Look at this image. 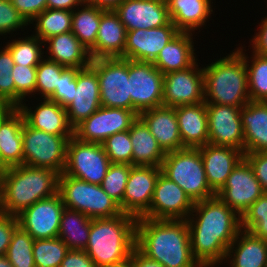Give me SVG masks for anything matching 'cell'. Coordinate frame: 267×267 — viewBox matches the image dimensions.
<instances>
[{
  "label": "cell",
  "instance_id": "cell-37",
  "mask_svg": "<svg viewBox=\"0 0 267 267\" xmlns=\"http://www.w3.org/2000/svg\"><path fill=\"white\" fill-rule=\"evenodd\" d=\"M236 50L245 60L250 101L267 102V56L253 52L251 64H248L249 57H246L243 49L239 47Z\"/></svg>",
  "mask_w": 267,
  "mask_h": 267
},
{
  "label": "cell",
  "instance_id": "cell-45",
  "mask_svg": "<svg viewBox=\"0 0 267 267\" xmlns=\"http://www.w3.org/2000/svg\"><path fill=\"white\" fill-rule=\"evenodd\" d=\"M14 61L10 51H0V105L15 108V83L11 74Z\"/></svg>",
  "mask_w": 267,
  "mask_h": 267
},
{
  "label": "cell",
  "instance_id": "cell-2",
  "mask_svg": "<svg viewBox=\"0 0 267 267\" xmlns=\"http://www.w3.org/2000/svg\"><path fill=\"white\" fill-rule=\"evenodd\" d=\"M135 248L164 267H202L192 255L187 220L138 218Z\"/></svg>",
  "mask_w": 267,
  "mask_h": 267
},
{
  "label": "cell",
  "instance_id": "cell-7",
  "mask_svg": "<svg viewBox=\"0 0 267 267\" xmlns=\"http://www.w3.org/2000/svg\"><path fill=\"white\" fill-rule=\"evenodd\" d=\"M58 193L64 206L90 219L112 218L122 214L119 204L98 184L59 174Z\"/></svg>",
  "mask_w": 267,
  "mask_h": 267
},
{
  "label": "cell",
  "instance_id": "cell-44",
  "mask_svg": "<svg viewBox=\"0 0 267 267\" xmlns=\"http://www.w3.org/2000/svg\"><path fill=\"white\" fill-rule=\"evenodd\" d=\"M101 144L111 163L133 165V148L129 130L115 133Z\"/></svg>",
  "mask_w": 267,
  "mask_h": 267
},
{
  "label": "cell",
  "instance_id": "cell-11",
  "mask_svg": "<svg viewBox=\"0 0 267 267\" xmlns=\"http://www.w3.org/2000/svg\"><path fill=\"white\" fill-rule=\"evenodd\" d=\"M129 94L132 111L141 112L163 105L164 75L153 62L128 59Z\"/></svg>",
  "mask_w": 267,
  "mask_h": 267
},
{
  "label": "cell",
  "instance_id": "cell-43",
  "mask_svg": "<svg viewBox=\"0 0 267 267\" xmlns=\"http://www.w3.org/2000/svg\"><path fill=\"white\" fill-rule=\"evenodd\" d=\"M66 68L55 61L43 58L37 66L35 94L39 92L41 97L49 98L55 92L59 78Z\"/></svg>",
  "mask_w": 267,
  "mask_h": 267
},
{
  "label": "cell",
  "instance_id": "cell-1",
  "mask_svg": "<svg viewBox=\"0 0 267 267\" xmlns=\"http://www.w3.org/2000/svg\"><path fill=\"white\" fill-rule=\"evenodd\" d=\"M186 220L192 255L202 267L223 263L230 244L242 230L241 216L218 196L195 202Z\"/></svg>",
  "mask_w": 267,
  "mask_h": 267
},
{
  "label": "cell",
  "instance_id": "cell-21",
  "mask_svg": "<svg viewBox=\"0 0 267 267\" xmlns=\"http://www.w3.org/2000/svg\"><path fill=\"white\" fill-rule=\"evenodd\" d=\"M73 97L65 109L70 125L75 128L101 107L99 79L91 65L77 72V87L74 88Z\"/></svg>",
  "mask_w": 267,
  "mask_h": 267
},
{
  "label": "cell",
  "instance_id": "cell-12",
  "mask_svg": "<svg viewBox=\"0 0 267 267\" xmlns=\"http://www.w3.org/2000/svg\"><path fill=\"white\" fill-rule=\"evenodd\" d=\"M137 118L132 110L101 106L74 128V137L82 142L102 143L115 133L129 130Z\"/></svg>",
  "mask_w": 267,
  "mask_h": 267
},
{
  "label": "cell",
  "instance_id": "cell-25",
  "mask_svg": "<svg viewBox=\"0 0 267 267\" xmlns=\"http://www.w3.org/2000/svg\"><path fill=\"white\" fill-rule=\"evenodd\" d=\"M43 102L33 111L22 103L18 109L25 122L32 128L43 130L53 135H74V128L68 121L66 109L56 101L43 98Z\"/></svg>",
  "mask_w": 267,
  "mask_h": 267
},
{
  "label": "cell",
  "instance_id": "cell-10",
  "mask_svg": "<svg viewBox=\"0 0 267 267\" xmlns=\"http://www.w3.org/2000/svg\"><path fill=\"white\" fill-rule=\"evenodd\" d=\"M90 65L97 71L101 106L132 110L129 94L128 59L98 58Z\"/></svg>",
  "mask_w": 267,
  "mask_h": 267
},
{
  "label": "cell",
  "instance_id": "cell-18",
  "mask_svg": "<svg viewBox=\"0 0 267 267\" xmlns=\"http://www.w3.org/2000/svg\"><path fill=\"white\" fill-rule=\"evenodd\" d=\"M162 172L158 166L132 165L122 200V212L135 218L143 217L149 210L155 184Z\"/></svg>",
  "mask_w": 267,
  "mask_h": 267
},
{
  "label": "cell",
  "instance_id": "cell-32",
  "mask_svg": "<svg viewBox=\"0 0 267 267\" xmlns=\"http://www.w3.org/2000/svg\"><path fill=\"white\" fill-rule=\"evenodd\" d=\"M171 22L181 32H192L212 14V0H166Z\"/></svg>",
  "mask_w": 267,
  "mask_h": 267
},
{
  "label": "cell",
  "instance_id": "cell-6",
  "mask_svg": "<svg viewBox=\"0 0 267 267\" xmlns=\"http://www.w3.org/2000/svg\"><path fill=\"white\" fill-rule=\"evenodd\" d=\"M162 173L184 190L193 203L216 196L210 188L198 148H183L165 154Z\"/></svg>",
  "mask_w": 267,
  "mask_h": 267
},
{
  "label": "cell",
  "instance_id": "cell-60",
  "mask_svg": "<svg viewBox=\"0 0 267 267\" xmlns=\"http://www.w3.org/2000/svg\"><path fill=\"white\" fill-rule=\"evenodd\" d=\"M4 170V168L0 165V173Z\"/></svg>",
  "mask_w": 267,
  "mask_h": 267
},
{
  "label": "cell",
  "instance_id": "cell-13",
  "mask_svg": "<svg viewBox=\"0 0 267 267\" xmlns=\"http://www.w3.org/2000/svg\"><path fill=\"white\" fill-rule=\"evenodd\" d=\"M264 193L249 162L243 157L216 193L227 206L240 216Z\"/></svg>",
  "mask_w": 267,
  "mask_h": 267
},
{
  "label": "cell",
  "instance_id": "cell-26",
  "mask_svg": "<svg viewBox=\"0 0 267 267\" xmlns=\"http://www.w3.org/2000/svg\"><path fill=\"white\" fill-rule=\"evenodd\" d=\"M126 33L118 14L114 10H104L101 14L96 44L89 51L91 59L123 58Z\"/></svg>",
  "mask_w": 267,
  "mask_h": 267
},
{
  "label": "cell",
  "instance_id": "cell-35",
  "mask_svg": "<svg viewBox=\"0 0 267 267\" xmlns=\"http://www.w3.org/2000/svg\"><path fill=\"white\" fill-rule=\"evenodd\" d=\"M80 7H82L81 10H79ZM80 7L73 11L71 32L90 51L96 44L101 14L104 9L86 3Z\"/></svg>",
  "mask_w": 267,
  "mask_h": 267
},
{
  "label": "cell",
  "instance_id": "cell-38",
  "mask_svg": "<svg viewBox=\"0 0 267 267\" xmlns=\"http://www.w3.org/2000/svg\"><path fill=\"white\" fill-rule=\"evenodd\" d=\"M19 39L12 40V42H8L5 46L10 51L14 64L37 67L44 58L42 55L44 51L42 52V50L46 44L38 37L32 35Z\"/></svg>",
  "mask_w": 267,
  "mask_h": 267
},
{
  "label": "cell",
  "instance_id": "cell-52",
  "mask_svg": "<svg viewBox=\"0 0 267 267\" xmlns=\"http://www.w3.org/2000/svg\"><path fill=\"white\" fill-rule=\"evenodd\" d=\"M60 267H96V265L84 250L70 249Z\"/></svg>",
  "mask_w": 267,
  "mask_h": 267
},
{
  "label": "cell",
  "instance_id": "cell-19",
  "mask_svg": "<svg viewBox=\"0 0 267 267\" xmlns=\"http://www.w3.org/2000/svg\"><path fill=\"white\" fill-rule=\"evenodd\" d=\"M179 32L172 22L152 29L127 31L123 58L133 61L154 62L161 50Z\"/></svg>",
  "mask_w": 267,
  "mask_h": 267
},
{
  "label": "cell",
  "instance_id": "cell-50",
  "mask_svg": "<svg viewBox=\"0 0 267 267\" xmlns=\"http://www.w3.org/2000/svg\"><path fill=\"white\" fill-rule=\"evenodd\" d=\"M18 226L17 216L0 215V256L6 255L14 230Z\"/></svg>",
  "mask_w": 267,
  "mask_h": 267
},
{
  "label": "cell",
  "instance_id": "cell-40",
  "mask_svg": "<svg viewBox=\"0 0 267 267\" xmlns=\"http://www.w3.org/2000/svg\"><path fill=\"white\" fill-rule=\"evenodd\" d=\"M70 249L59 237L34 240L33 256L36 267H60Z\"/></svg>",
  "mask_w": 267,
  "mask_h": 267
},
{
  "label": "cell",
  "instance_id": "cell-20",
  "mask_svg": "<svg viewBox=\"0 0 267 267\" xmlns=\"http://www.w3.org/2000/svg\"><path fill=\"white\" fill-rule=\"evenodd\" d=\"M114 11L126 31L152 29L171 22L166 0H124Z\"/></svg>",
  "mask_w": 267,
  "mask_h": 267
},
{
  "label": "cell",
  "instance_id": "cell-48",
  "mask_svg": "<svg viewBox=\"0 0 267 267\" xmlns=\"http://www.w3.org/2000/svg\"><path fill=\"white\" fill-rule=\"evenodd\" d=\"M30 23L13 6L11 0H0V35H6Z\"/></svg>",
  "mask_w": 267,
  "mask_h": 267
},
{
  "label": "cell",
  "instance_id": "cell-53",
  "mask_svg": "<svg viewBox=\"0 0 267 267\" xmlns=\"http://www.w3.org/2000/svg\"><path fill=\"white\" fill-rule=\"evenodd\" d=\"M259 32L253 36L252 40H250L252 45V52H255L259 55L267 56V18L261 21Z\"/></svg>",
  "mask_w": 267,
  "mask_h": 267
},
{
  "label": "cell",
  "instance_id": "cell-34",
  "mask_svg": "<svg viewBox=\"0 0 267 267\" xmlns=\"http://www.w3.org/2000/svg\"><path fill=\"white\" fill-rule=\"evenodd\" d=\"M91 220L85 214L65 207L60 218L58 237L69 249L85 250L90 235Z\"/></svg>",
  "mask_w": 267,
  "mask_h": 267
},
{
  "label": "cell",
  "instance_id": "cell-29",
  "mask_svg": "<svg viewBox=\"0 0 267 267\" xmlns=\"http://www.w3.org/2000/svg\"><path fill=\"white\" fill-rule=\"evenodd\" d=\"M225 259H230V267H267V241L241 230L230 244Z\"/></svg>",
  "mask_w": 267,
  "mask_h": 267
},
{
  "label": "cell",
  "instance_id": "cell-3",
  "mask_svg": "<svg viewBox=\"0 0 267 267\" xmlns=\"http://www.w3.org/2000/svg\"><path fill=\"white\" fill-rule=\"evenodd\" d=\"M6 215H19L35 202L58 193L59 173L49 168L14 166L0 173Z\"/></svg>",
  "mask_w": 267,
  "mask_h": 267
},
{
  "label": "cell",
  "instance_id": "cell-15",
  "mask_svg": "<svg viewBox=\"0 0 267 267\" xmlns=\"http://www.w3.org/2000/svg\"><path fill=\"white\" fill-rule=\"evenodd\" d=\"M198 63L164 74L163 105L177 107L204 102V73Z\"/></svg>",
  "mask_w": 267,
  "mask_h": 267
},
{
  "label": "cell",
  "instance_id": "cell-28",
  "mask_svg": "<svg viewBox=\"0 0 267 267\" xmlns=\"http://www.w3.org/2000/svg\"><path fill=\"white\" fill-rule=\"evenodd\" d=\"M244 154L267 152V102L250 101L241 107Z\"/></svg>",
  "mask_w": 267,
  "mask_h": 267
},
{
  "label": "cell",
  "instance_id": "cell-58",
  "mask_svg": "<svg viewBox=\"0 0 267 267\" xmlns=\"http://www.w3.org/2000/svg\"><path fill=\"white\" fill-rule=\"evenodd\" d=\"M0 267H13L12 264L8 261L6 255L0 256Z\"/></svg>",
  "mask_w": 267,
  "mask_h": 267
},
{
  "label": "cell",
  "instance_id": "cell-16",
  "mask_svg": "<svg viewBox=\"0 0 267 267\" xmlns=\"http://www.w3.org/2000/svg\"><path fill=\"white\" fill-rule=\"evenodd\" d=\"M193 205L184 190L161 172L155 184L151 205L143 217L186 220L190 216Z\"/></svg>",
  "mask_w": 267,
  "mask_h": 267
},
{
  "label": "cell",
  "instance_id": "cell-33",
  "mask_svg": "<svg viewBox=\"0 0 267 267\" xmlns=\"http://www.w3.org/2000/svg\"><path fill=\"white\" fill-rule=\"evenodd\" d=\"M129 134L133 148V165L161 167L166 153L139 116L132 123Z\"/></svg>",
  "mask_w": 267,
  "mask_h": 267
},
{
  "label": "cell",
  "instance_id": "cell-55",
  "mask_svg": "<svg viewBox=\"0 0 267 267\" xmlns=\"http://www.w3.org/2000/svg\"><path fill=\"white\" fill-rule=\"evenodd\" d=\"M83 3V0H47V9L74 11L76 7L83 5Z\"/></svg>",
  "mask_w": 267,
  "mask_h": 267
},
{
  "label": "cell",
  "instance_id": "cell-51",
  "mask_svg": "<svg viewBox=\"0 0 267 267\" xmlns=\"http://www.w3.org/2000/svg\"><path fill=\"white\" fill-rule=\"evenodd\" d=\"M11 2L29 23L47 9V0H11Z\"/></svg>",
  "mask_w": 267,
  "mask_h": 267
},
{
  "label": "cell",
  "instance_id": "cell-46",
  "mask_svg": "<svg viewBox=\"0 0 267 267\" xmlns=\"http://www.w3.org/2000/svg\"><path fill=\"white\" fill-rule=\"evenodd\" d=\"M36 71L37 67L14 64L11 74L15 83V108L25 101V96L35 94Z\"/></svg>",
  "mask_w": 267,
  "mask_h": 267
},
{
  "label": "cell",
  "instance_id": "cell-47",
  "mask_svg": "<svg viewBox=\"0 0 267 267\" xmlns=\"http://www.w3.org/2000/svg\"><path fill=\"white\" fill-rule=\"evenodd\" d=\"M78 71V68H66L59 78V83L56 86L55 92L48 99L56 101L64 108L71 103L74 99V88L77 87Z\"/></svg>",
  "mask_w": 267,
  "mask_h": 267
},
{
  "label": "cell",
  "instance_id": "cell-41",
  "mask_svg": "<svg viewBox=\"0 0 267 267\" xmlns=\"http://www.w3.org/2000/svg\"><path fill=\"white\" fill-rule=\"evenodd\" d=\"M241 229L267 241V193H263L241 216Z\"/></svg>",
  "mask_w": 267,
  "mask_h": 267
},
{
  "label": "cell",
  "instance_id": "cell-14",
  "mask_svg": "<svg viewBox=\"0 0 267 267\" xmlns=\"http://www.w3.org/2000/svg\"><path fill=\"white\" fill-rule=\"evenodd\" d=\"M65 206L59 193L41 199L17 215L18 225L34 240L58 237L60 218Z\"/></svg>",
  "mask_w": 267,
  "mask_h": 267
},
{
  "label": "cell",
  "instance_id": "cell-30",
  "mask_svg": "<svg viewBox=\"0 0 267 267\" xmlns=\"http://www.w3.org/2000/svg\"><path fill=\"white\" fill-rule=\"evenodd\" d=\"M192 36V37H191ZM192 32H179L159 53L153 65L164 75L186 69L196 60Z\"/></svg>",
  "mask_w": 267,
  "mask_h": 267
},
{
  "label": "cell",
  "instance_id": "cell-8",
  "mask_svg": "<svg viewBox=\"0 0 267 267\" xmlns=\"http://www.w3.org/2000/svg\"><path fill=\"white\" fill-rule=\"evenodd\" d=\"M74 135H53L30 127L25 121L22 130L23 164L49 168L59 174L66 165L67 144Z\"/></svg>",
  "mask_w": 267,
  "mask_h": 267
},
{
  "label": "cell",
  "instance_id": "cell-54",
  "mask_svg": "<svg viewBox=\"0 0 267 267\" xmlns=\"http://www.w3.org/2000/svg\"><path fill=\"white\" fill-rule=\"evenodd\" d=\"M129 258L131 259L132 267H164L159 262L144 256L136 248L133 250Z\"/></svg>",
  "mask_w": 267,
  "mask_h": 267
},
{
  "label": "cell",
  "instance_id": "cell-31",
  "mask_svg": "<svg viewBox=\"0 0 267 267\" xmlns=\"http://www.w3.org/2000/svg\"><path fill=\"white\" fill-rule=\"evenodd\" d=\"M49 50L48 59L57 62L67 68H85L90 65L89 51L70 31L48 38L44 44Z\"/></svg>",
  "mask_w": 267,
  "mask_h": 267
},
{
  "label": "cell",
  "instance_id": "cell-4",
  "mask_svg": "<svg viewBox=\"0 0 267 267\" xmlns=\"http://www.w3.org/2000/svg\"><path fill=\"white\" fill-rule=\"evenodd\" d=\"M137 218L120 214L92 219L85 248L96 267H107L129 259L135 249Z\"/></svg>",
  "mask_w": 267,
  "mask_h": 267
},
{
  "label": "cell",
  "instance_id": "cell-42",
  "mask_svg": "<svg viewBox=\"0 0 267 267\" xmlns=\"http://www.w3.org/2000/svg\"><path fill=\"white\" fill-rule=\"evenodd\" d=\"M131 167L130 164L111 163L105 178L100 184L103 190L119 204L121 211Z\"/></svg>",
  "mask_w": 267,
  "mask_h": 267
},
{
  "label": "cell",
  "instance_id": "cell-5",
  "mask_svg": "<svg viewBox=\"0 0 267 267\" xmlns=\"http://www.w3.org/2000/svg\"><path fill=\"white\" fill-rule=\"evenodd\" d=\"M203 73L206 104L241 108L250 102L245 60L236 49L203 67Z\"/></svg>",
  "mask_w": 267,
  "mask_h": 267
},
{
  "label": "cell",
  "instance_id": "cell-17",
  "mask_svg": "<svg viewBox=\"0 0 267 267\" xmlns=\"http://www.w3.org/2000/svg\"><path fill=\"white\" fill-rule=\"evenodd\" d=\"M208 117V143L231 147L244 153V131L241 108L230 105L206 104Z\"/></svg>",
  "mask_w": 267,
  "mask_h": 267
},
{
  "label": "cell",
  "instance_id": "cell-57",
  "mask_svg": "<svg viewBox=\"0 0 267 267\" xmlns=\"http://www.w3.org/2000/svg\"><path fill=\"white\" fill-rule=\"evenodd\" d=\"M107 267H132V262L131 259L129 258L121 263L113 264Z\"/></svg>",
  "mask_w": 267,
  "mask_h": 267
},
{
  "label": "cell",
  "instance_id": "cell-9",
  "mask_svg": "<svg viewBox=\"0 0 267 267\" xmlns=\"http://www.w3.org/2000/svg\"><path fill=\"white\" fill-rule=\"evenodd\" d=\"M110 165L101 143L82 142L74 136L69 139L65 175L100 185Z\"/></svg>",
  "mask_w": 267,
  "mask_h": 267
},
{
  "label": "cell",
  "instance_id": "cell-22",
  "mask_svg": "<svg viewBox=\"0 0 267 267\" xmlns=\"http://www.w3.org/2000/svg\"><path fill=\"white\" fill-rule=\"evenodd\" d=\"M24 121L18 108L0 105V165L4 169L23 164Z\"/></svg>",
  "mask_w": 267,
  "mask_h": 267
},
{
  "label": "cell",
  "instance_id": "cell-23",
  "mask_svg": "<svg viewBox=\"0 0 267 267\" xmlns=\"http://www.w3.org/2000/svg\"><path fill=\"white\" fill-rule=\"evenodd\" d=\"M210 188L217 193L225 184L234 167L244 157L239 149L205 144L198 148Z\"/></svg>",
  "mask_w": 267,
  "mask_h": 267
},
{
  "label": "cell",
  "instance_id": "cell-27",
  "mask_svg": "<svg viewBox=\"0 0 267 267\" xmlns=\"http://www.w3.org/2000/svg\"><path fill=\"white\" fill-rule=\"evenodd\" d=\"M183 148H199L208 144L209 130L206 103L175 107Z\"/></svg>",
  "mask_w": 267,
  "mask_h": 267
},
{
  "label": "cell",
  "instance_id": "cell-56",
  "mask_svg": "<svg viewBox=\"0 0 267 267\" xmlns=\"http://www.w3.org/2000/svg\"><path fill=\"white\" fill-rule=\"evenodd\" d=\"M84 3L94 5L104 10H115L124 0H83Z\"/></svg>",
  "mask_w": 267,
  "mask_h": 267
},
{
  "label": "cell",
  "instance_id": "cell-39",
  "mask_svg": "<svg viewBox=\"0 0 267 267\" xmlns=\"http://www.w3.org/2000/svg\"><path fill=\"white\" fill-rule=\"evenodd\" d=\"M33 237L20 226L12 235L6 257L13 267H36L33 256Z\"/></svg>",
  "mask_w": 267,
  "mask_h": 267
},
{
  "label": "cell",
  "instance_id": "cell-59",
  "mask_svg": "<svg viewBox=\"0 0 267 267\" xmlns=\"http://www.w3.org/2000/svg\"><path fill=\"white\" fill-rule=\"evenodd\" d=\"M0 212H4L3 208V181L0 176Z\"/></svg>",
  "mask_w": 267,
  "mask_h": 267
},
{
  "label": "cell",
  "instance_id": "cell-24",
  "mask_svg": "<svg viewBox=\"0 0 267 267\" xmlns=\"http://www.w3.org/2000/svg\"><path fill=\"white\" fill-rule=\"evenodd\" d=\"M139 117L165 153L183 149L175 107H154L141 112Z\"/></svg>",
  "mask_w": 267,
  "mask_h": 267
},
{
  "label": "cell",
  "instance_id": "cell-36",
  "mask_svg": "<svg viewBox=\"0 0 267 267\" xmlns=\"http://www.w3.org/2000/svg\"><path fill=\"white\" fill-rule=\"evenodd\" d=\"M72 15L73 11L45 9L30 22L31 24L35 22L36 25V33L33 36L45 42L48 38L70 32L72 29Z\"/></svg>",
  "mask_w": 267,
  "mask_h": 267
},
{
  "label": "cell",
  "instance_id": "cell-49",
  "mask_svg": "<svg viewBox=\"0 0 267 267\" xmlns=\"http://www.w3.org/2000/svg\"><path fill=\"white\" fill-rule=\"evenodd\" d=\"M244 158L249 162L264 193H267V152L245 153Z\"/></svg>",
  "mask_w": 267,
  "mask_h": 267
}]
</instances>
